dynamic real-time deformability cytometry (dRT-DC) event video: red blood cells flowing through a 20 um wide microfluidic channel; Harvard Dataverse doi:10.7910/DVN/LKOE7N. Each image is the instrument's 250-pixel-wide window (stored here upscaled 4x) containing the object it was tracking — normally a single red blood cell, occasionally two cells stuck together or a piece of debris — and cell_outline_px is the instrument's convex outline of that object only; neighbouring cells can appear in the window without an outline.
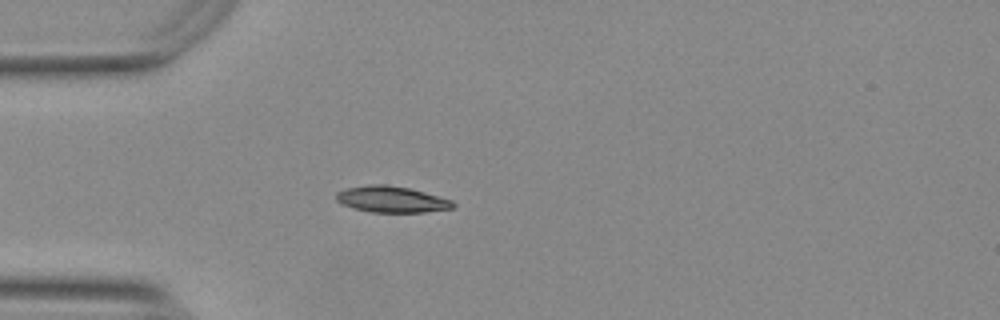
{"species": "Egyptian fruit bat (a non-hibernating species)", "species_latin": "Rousettus aegyptiacus", "temperature_condition": "warm", "stored_images_in_passage": 44, "camera_frame_rate_fps": 3000, "um_per_image_px": 0.085, "animal": {"sex": "female"}, "frame": {"image": 1, "passage_image": 5, "time_ms": 1.333, "image_size_px": [1000, 320], "cell_outline_px": [[456, 204], [452, 208], [424, 212], [372, 212], [352, 208], [340, 204], [336, 200], [336, 192], [348, 188], [368, 184], [384, 184], [408, 188], [424, 192], [452, 200]], "centroid_in_image_um": [33.25, 16.94], "position_along_channel_um": 51.8, "area_um2": 17.8}}
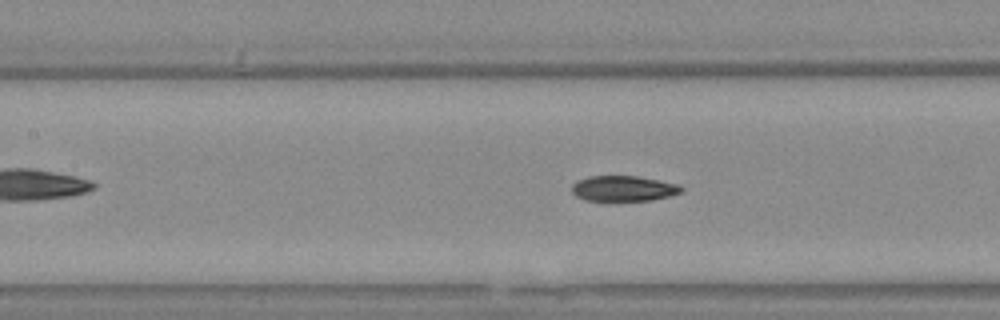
{"frame": {"image": 2, "passage_image": 14, "time_ms": 4.333, "image_size_px": [1000, 320], "cell_outline_px": [[684, 188], [680, 192], [668, 196], [652, 200], [608, 204], [584, 200], [576, 196], [572, 192], [572, 184], [576, 180], [588, 176], [636, 176], [676, 184]], "centroid_in_image_um": [52.89, 16.08], "position_along_channel_um": 154.5, "area_um2": 16.99}}
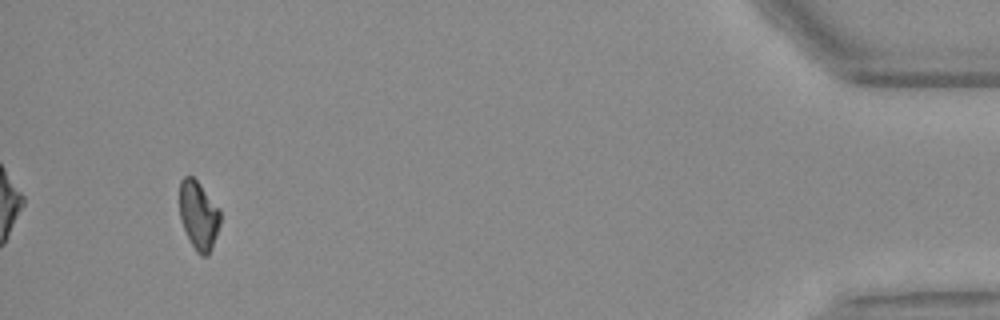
{"frame": {"image": 3, "passage_image": 41, "time_ms": 13.333, "image_size_px": [1000, 320], "cell_outline_px": [[220, 224], [212, 248], [208, 256], [200, 256], [196, 252], [180, 220], [180, 180], [184, 176], [192, 176], [200, 184], [220, 212]], "centroid_in_image_um": [16.87, 18.33], "position_along_channel_um": 418.3, "area_um2": 16.01}, "authors_computed_cell_mechanics": {"area_um2": 17.1955, "velocity_mm_per_s": 3.7568, "shape_relaxation_time_tau1_ms": 6.4696, "shape_relaxation_time_tau2_ms": 4.427, "deformation_change_tau1": 0.16, "deformation_change_tau2": 0.078}}